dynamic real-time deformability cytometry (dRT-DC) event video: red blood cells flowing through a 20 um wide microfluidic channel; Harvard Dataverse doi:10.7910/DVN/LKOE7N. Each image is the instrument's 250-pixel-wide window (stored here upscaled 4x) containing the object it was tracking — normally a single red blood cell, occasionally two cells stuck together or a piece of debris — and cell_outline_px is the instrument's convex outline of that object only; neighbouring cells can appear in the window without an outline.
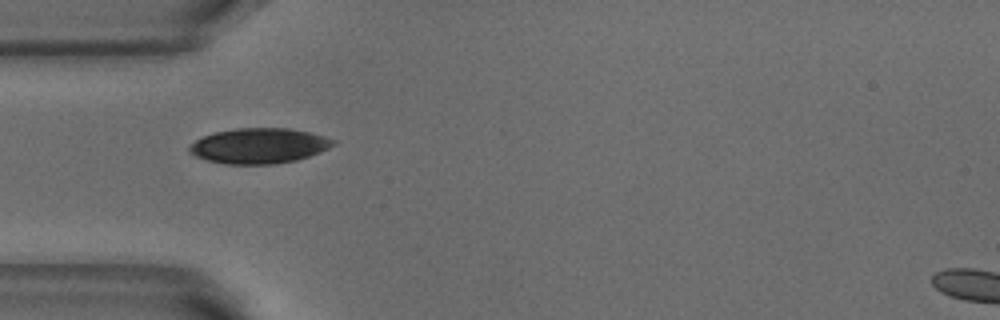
{"species": "common noctule bat (a hibernating species)", "species_latin": "Nyctalus noctula", "temperature_condition": "warm", "stored_images_in_passage": 6, "camera_frame_rate_fps": 3000, "um_per_image_px": 0.085, "animal": {"sex": "male", "body_mass_g": 18.8}, "frame": {"image": 1, "passage_image": 4, "time_ms": 1.0, "image_size_px": [1000, 320], "cell_outline_px": [[336, 144], [320, 152], [296, 160], [276, 164], [224, 164], [208, 160], [196, 156], [188, 152], [188, 148], [196, 140], [204, 136], [216, 132], [236, 128], [288, 128], [308, 132], [324, 136], [336, 140]], "centroid_in_image_um": [22.03, 12.39], "position_along_channel_um": 63.0, "area_um2": 29.48}}